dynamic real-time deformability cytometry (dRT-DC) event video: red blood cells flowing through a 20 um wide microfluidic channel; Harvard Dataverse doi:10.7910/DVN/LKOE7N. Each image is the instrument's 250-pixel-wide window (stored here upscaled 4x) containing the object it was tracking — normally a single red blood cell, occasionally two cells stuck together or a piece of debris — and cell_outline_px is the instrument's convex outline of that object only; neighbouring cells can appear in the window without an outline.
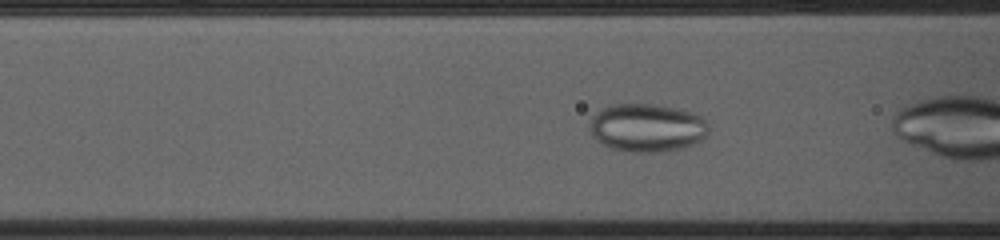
{"species": "common noctule bat (a hibernating species)", "species_latin": "Nyctalus noctula", "temperature_condition": "cold", "stored_images_in_passage": 25, "camera_frame_rate_fps": 3000, "um_per_image_px": 0.085, "animal": {"sex": "female", "body_mass_g": 23.0, "forearm_length_mm": 53.4}, "frame": {"image": 1, "passage_image": 4, "time_ms": 1.0, "image_size_px": [1000, 240], "cell_outline_px": [[708, 136], [684, 148], [664, 152], [632, 152], [608, 148], [596, 140], [592, 136], [588, 128], [588, 120], [600, 108], [608, 104], [652, 104], [676, 108], [692, 112], [700, 116], [708, 124]], "centroid_in_image_um": [54.94, 10.86], "position_along_channel_um": 111.7, "area_um2": 34.04}}